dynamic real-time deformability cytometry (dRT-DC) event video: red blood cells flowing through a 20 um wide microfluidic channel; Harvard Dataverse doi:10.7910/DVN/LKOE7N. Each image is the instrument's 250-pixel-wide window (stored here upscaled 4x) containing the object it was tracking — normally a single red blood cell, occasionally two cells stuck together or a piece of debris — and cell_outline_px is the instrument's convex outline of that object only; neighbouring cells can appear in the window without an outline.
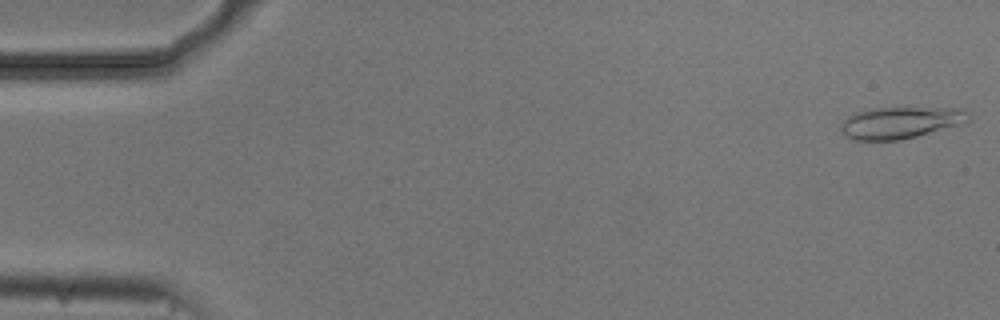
{"species": "common noctule bat (a hibernating species)", "species_latin": "Nyctalus noctula", "temperature_condition": "cold", "stored_images_in_passage": 53, "camera_frame_rate_fps": 3000, "um_per_image_px": 0.085, "animal": {"sex": "male", "body_mass_g": 20.5, "forearm_length_mm": 52.5}, "frame": {"image": 1, "passage_image": 1, "time_ms": 0.0, "image_size_px": [1000, 320], "cell_outline_px": [[972, 120], [960, 124], [916, 136], [900, 140], [856, 140], [844, 136], [840, 128], [840, 124], [848, 116], [856, 112], [872, 108], [952, 108], [972, 112]], "centroid_in_image_um": [76.54, 10.42], "position_along_channel_um": 8.5, "area_um2": 23.58}}
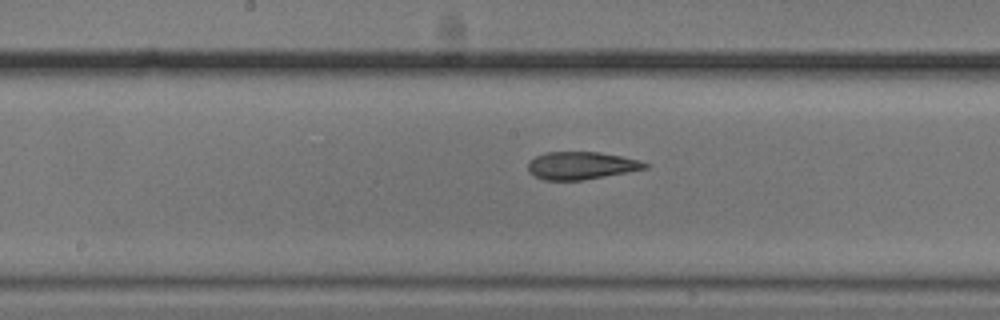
{"frame": {"image": 2, "passage_image": 27, "time_ms": 8.667, "image_size_px": [1000, 320], "cell_outline_px": [[648, 168], [628, 172], [580, 180], [544, 180], [528, 172], [528, 164], [536, 156], [548, 152], [600, 152], [620, 156], [636, 160], [648, 164]], "centroid_in_image_um": [49.38, 14.07], "position_along_channel_um": 198.8, "area_um2": 18.5}}
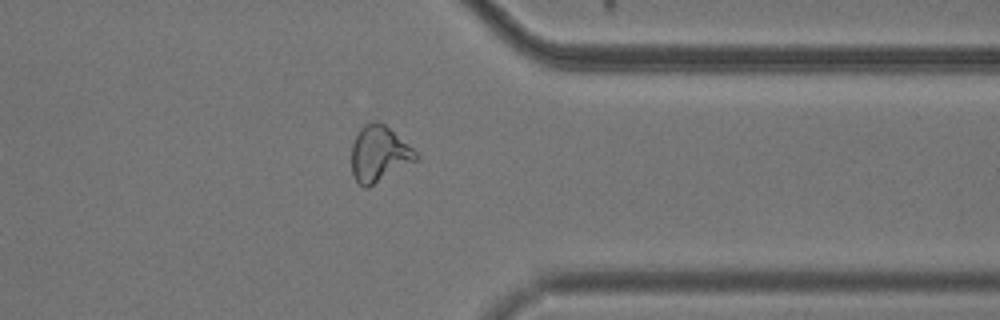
{"frame": {"image": 3, "passage_image": 42, "time_ms": 13.667, "image_size_px": [1000, 320], "cell_outline_px": [[420, 160], [368, 188], [364, 188], [352, 176], [352, 144], [360, 128], [364, 124], [372, 120], [376, 120], [384, 124], [412, 148], [420, 156]], "centroid_in_image_um": [32.24, 13.1], "position_along_channel_um": 379.2, "area_um2": 21.21}, "authors_computed_cell_mechanics": {"area_um2": 20.7502, "velocity_mm_per_s": 3.7469, "shape_relaxation_time_tau1_ms": 5.9104, "shape_relaxation_time_tau2_ms": 2.8179, "deformation_change_tau1": 0.1871, "deformation_change_tau2": 0.1106}}